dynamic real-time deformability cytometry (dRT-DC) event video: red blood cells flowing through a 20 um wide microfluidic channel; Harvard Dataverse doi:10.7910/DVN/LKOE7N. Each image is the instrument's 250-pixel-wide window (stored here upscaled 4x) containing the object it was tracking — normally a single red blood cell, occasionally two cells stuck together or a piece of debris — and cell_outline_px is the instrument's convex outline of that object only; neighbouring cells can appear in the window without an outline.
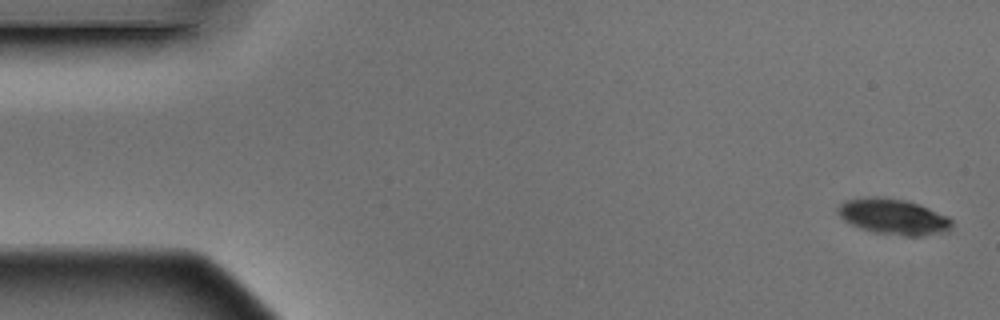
{"species": "Egyptian fruit bat (a non-hibernating species)", "species_latin": "Rousettus aegyptiacus", "temperature_condition": "warm", "stored_images_in_passage": 5, "camera_frame_rate_fps": 3000, "um_per_image_px": 0.085, "animal": {"sex": "male"}, "frame": {"image": 1, "passage_image": 1, "time_ms": 0.0, "image_size_px": [1000, 320], "cell_outline_px": [[952, 228], [948, 232], [924, 236], [904, 236], [872, 232], [860, 228], [844, 220], [836, 212], [836, 208], [844, 200], [868, 196], [876, 196], [908, 200], [920, 204], [948, 216], [952, 220]], "centroid_in_image_um": [75.95, 18.41], "position_along_channel_um": 9.0, "area_um2": 24.22}}
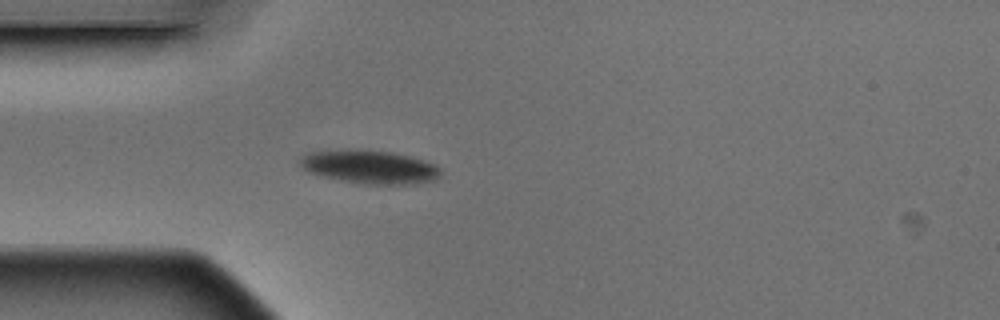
{"frame": {"image": 2, "passage_image": 5, "time_ms": 1.333, "image_size_px": [1000, 320], "cell_outline_px": [[440, 176], [436, 180], [416, 184], [364, 184], [340, 180], [308, 172], [300, 164], [300, 156], [308, 152], [356, 148], [392, 152], [424, 160], [436, 164], [440, 168]], "centroid_in_image_um": [31.44, 14.17], "position_along_channel_um": 53.6, "area_um2": 27.69}}